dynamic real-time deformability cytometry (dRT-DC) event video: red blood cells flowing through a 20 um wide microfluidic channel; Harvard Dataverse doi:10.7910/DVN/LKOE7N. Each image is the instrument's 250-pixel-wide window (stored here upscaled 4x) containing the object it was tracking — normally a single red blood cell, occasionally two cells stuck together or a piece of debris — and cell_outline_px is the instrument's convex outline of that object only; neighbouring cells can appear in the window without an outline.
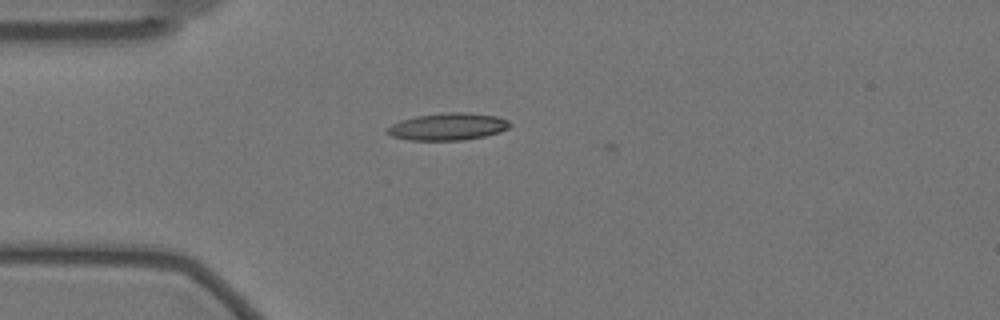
{"species": "Egyptian fruit bat (a non-hibernating species)", "species_latin": "Rousettus aegyptiacus", "temperature_condition": "warm", "stored_images_in_passage": 8, "camera_frame_rate_fps": 3000, "um_per_image_px": 0.085, "animal": {"sex": "female"}, "frame": {"image": 1, "passage_image": 5, "time_ms": 1.333, "image_size_px": [1000, 320], "cell_outline_px": [[512, 124], [508, 128], [500, 132], [484, 136], [460, 140], [412, 140], [392, 136], [388, 132], [388, 128], [392, 124], [416, 116], [448, 112], [460, 112], [496, 116], [508, 120]], "centroid_in_image_um": [38.12, 10.76], "position_along_channel_um": 46.9, "area_um2": 19.02}}